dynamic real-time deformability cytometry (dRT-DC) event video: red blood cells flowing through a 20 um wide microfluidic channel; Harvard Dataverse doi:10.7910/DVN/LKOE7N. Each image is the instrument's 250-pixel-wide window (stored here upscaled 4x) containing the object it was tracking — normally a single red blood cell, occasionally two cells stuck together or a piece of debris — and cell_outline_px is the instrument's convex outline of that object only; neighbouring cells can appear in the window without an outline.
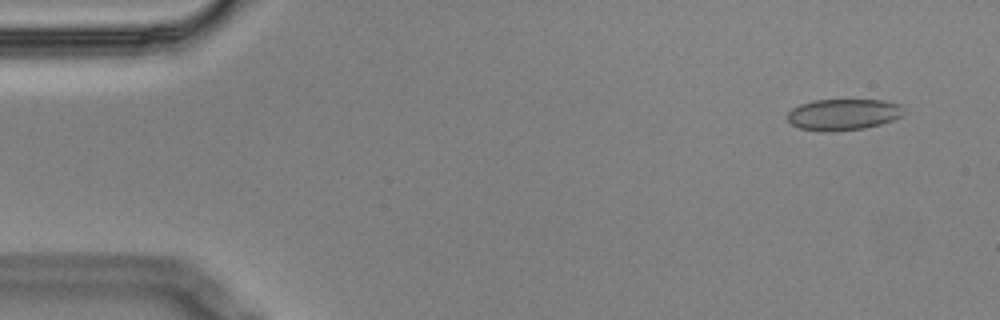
{"species": "Egyptian fruit bat (a non-hibernating species)", "species_latin": "Rousettus aegyptiacus", "temperature_condition": "cold", "stored_images_in_passage": 7, "camera_frame_rate_fps": 3000, "um_per_image_px": 0.085, "animal": {"sex": "male"}, "frame": {"image": 1, "passage_image": 1, "time_ms": 0.0, "image_size_px": [1000, 320], "cell_outline_px": [[904, 116], [880, 124], [864, 128], [836, 132], [820, 132], [800, 128], [792, 124], [788, 120], [788, 112], [792, 108], [800, 104], [812, 100], [884, 100], [900, 104], [904, 108]], "centroid_in_image_um": [71.69, 9.74], "position_along_channel_um": 13.3, "area_um2": 21.5}}
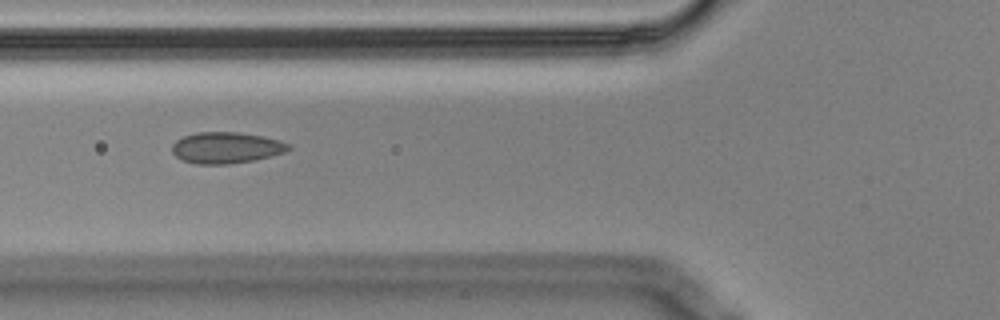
{"frame": {"image": 2, "passage_image": 5, "time_ms": 1.333, "image_size_px": [1000, 320], "cell_outline_px": [[292, 148], [284, 152], [252, 160], [228, 164], [196, 164], [184, 160], [176, 156], [172, 152], [172, 144], [176, 140], [184, 136], [196, 132], [240, 132], [264, 136], [280, 140], [292, 144]], "centroid_in_image_um": [19.24, 12.54], "position_along_channel_um": 106.6, "area_um2": 21.21}}
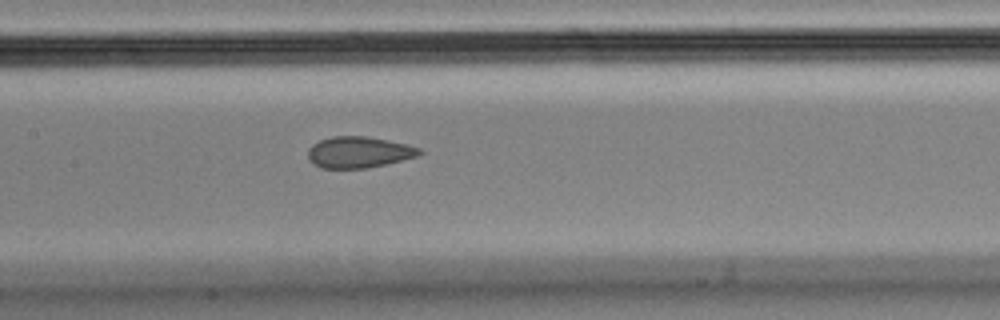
{"frame": {"image": 3, "passage_image": 7, "time_ms": 2.0, "image_size_px": [1000, 320], "cell_outline_px": [[424, 152], [416, 156], [368, 168], [320, 168], [312, 164], [308, 160], [308, 148], [312, 144], [320, 140], [332, 136], [368, 136], [408, 144], [420, 148]], "centroid_in_image_um": [30.46, 12.93], "position_along_channel_um": 176.9, "area_um2": 20.4}}